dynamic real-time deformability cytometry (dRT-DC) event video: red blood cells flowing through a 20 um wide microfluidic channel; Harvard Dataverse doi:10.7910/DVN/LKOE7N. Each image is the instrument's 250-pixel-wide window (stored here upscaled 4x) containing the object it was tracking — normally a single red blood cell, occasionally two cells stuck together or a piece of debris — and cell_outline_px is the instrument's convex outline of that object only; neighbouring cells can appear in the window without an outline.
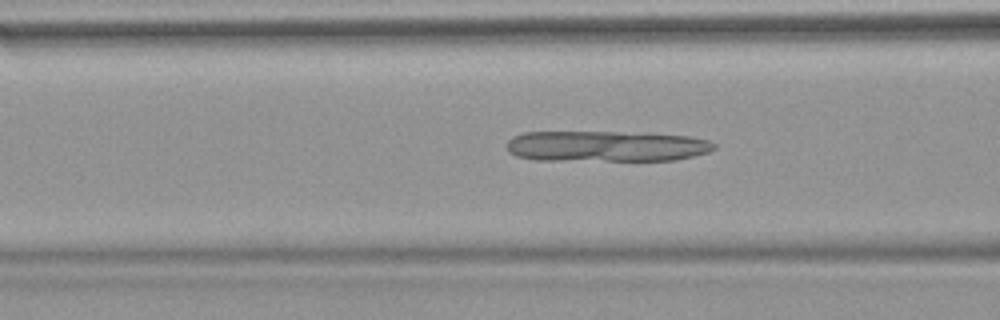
{"species": "common noctule bat (a hibernating species)", "species_latin": "Nyctalus noctula", "temperature_condition": "warm", "stored_images_in_passage": 8, "camera_frame_rate_fps": 3000, "um_per_image_px": 0.085, "animal": {"sex": "female", "body_mass_g": 18.4}, "frame": {"image": 1, "passage_image": 6, "time_ms": 1.667, "image_size_px": [1000, 320], "cell_outline_px": [[716, 148], [708, 152], [676, 160], [536, 160], [516, 156], [508, 152], [508, 140], [512, 136], [524, 132], [648, 132], [688, 136], [708, 140], [716, 144]], "centroid_in_image_um": [51.54, 12.42], "position_along_channel_um": 115.1, "area_um2": 37.57}}